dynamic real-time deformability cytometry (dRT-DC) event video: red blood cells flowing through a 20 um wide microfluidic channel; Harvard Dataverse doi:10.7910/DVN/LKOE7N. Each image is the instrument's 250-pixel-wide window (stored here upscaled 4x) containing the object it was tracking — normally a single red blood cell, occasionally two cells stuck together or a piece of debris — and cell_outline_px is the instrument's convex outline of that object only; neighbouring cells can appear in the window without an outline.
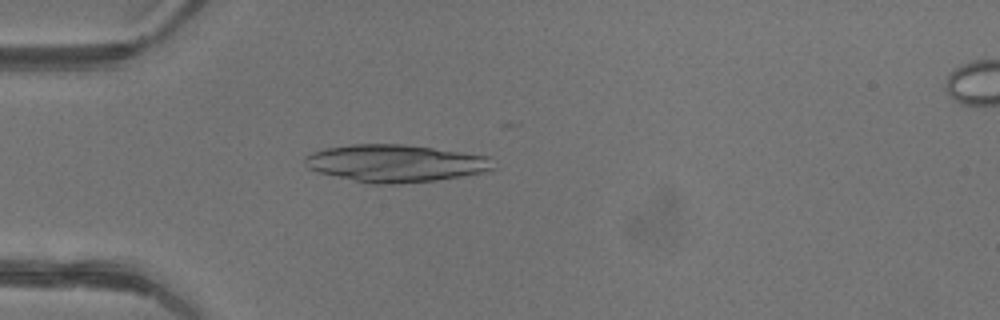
{"species": "common noctule bat (a hibernating species)", "species_latin": "Nyctalus noctula", "temperature_condition": "warm", "stored_images_in_passage": 20, "camera_frame_rate_fps": 3000, "um_per_image_px": 0.085, "animal": {"sex": "female"}, "frame": {"image": 1, "passage_image": 14, "time_ms": 4.333, "image_size_px": [1000, 320], "cell_outline_px": [[496, 168], [484, 172], [464, 176], [436, 180], [396, 184], [372, 184], [320, 172], [308, 168], [304, 164], [304, 156], [312, 152], [328, 148], [352, 144], [404, 144], [492, 156]], "centroid_in_image_um": [33.68, 13.87], "position_along_channel_um": 51.3, "area_um2": 41.1}}